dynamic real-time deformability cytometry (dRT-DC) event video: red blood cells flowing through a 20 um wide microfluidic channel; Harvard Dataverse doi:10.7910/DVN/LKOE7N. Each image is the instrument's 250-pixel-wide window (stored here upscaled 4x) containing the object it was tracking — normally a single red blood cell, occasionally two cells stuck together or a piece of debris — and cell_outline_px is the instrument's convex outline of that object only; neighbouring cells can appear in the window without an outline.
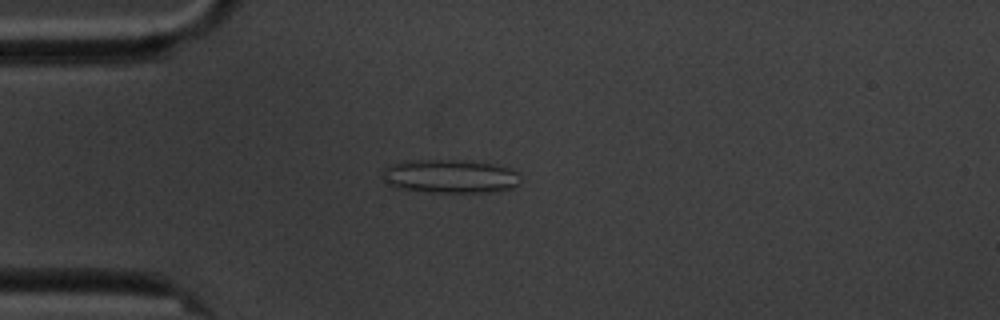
{"species": "common noctule bat (a hibernating species)", "species_latin": "Nyctalus noctula", "temperature_condition": "cold", "stored_images_in_passage": 6, "camera_frame_rate_fps": 3000, "um_per_image_px": 0.085, "animal": {"sex": "male", "body_mass_g": 20.1, "forearm_length_mm": 53.5}, "frame": {"image": 1, "passage_image": 2, "time_ms": 1.333, "image_size_px": [1000, 320], "cell_outline_px": [[520, 180], [512, 188], [488, 192], [432, 192], [396, 188], [388, 184], [384, 180], [384, 168], [388, 164], [404, 160], [460, 160], [492, 164], [512, 168], [516, 172]], "centroid_in_image_um": [38.21, 14.97], "position_along_channel_um": 46.8, "area_um2": 26.99}}
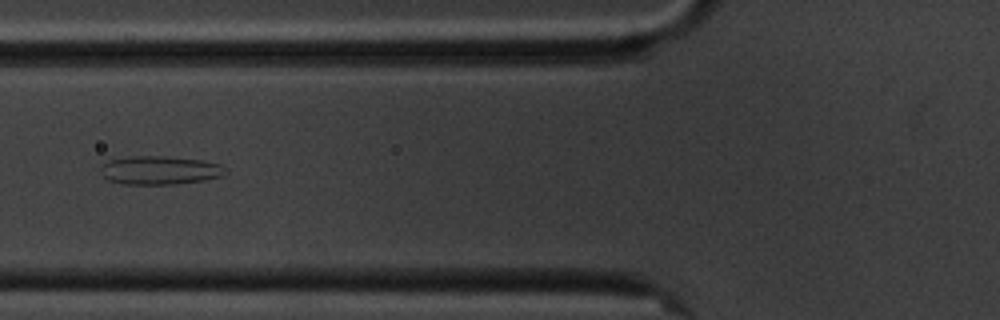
{"frame": {"image": 2, "passage_image": 4, "time_ms": 3.667, "image_size_px": [1000, 320], "cell_outline_px": [[228, 172], [220, 176], [204, 180], [176, 184], [120, 184], [108, 180], [100, 172], [100, 168], [108, 160], [132, 156], [160, 156], [200, 160], [220, 164]], "centroid_in_image_um": [13.55, 14.48], "position_along_channel_um": 112.3, "area_um2": 20.63}}
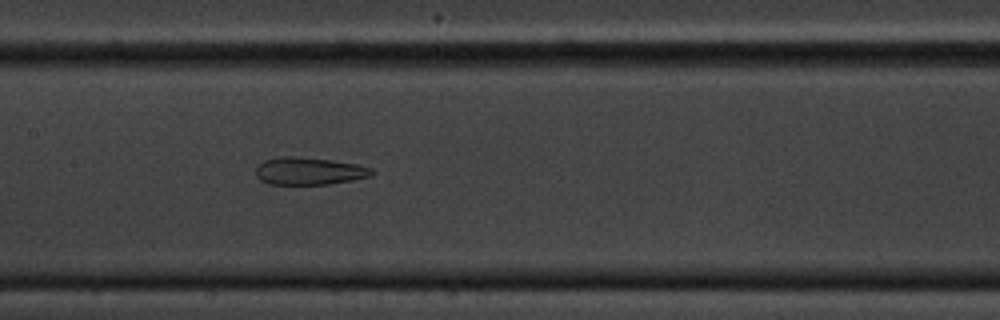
{"frame": {"image": 3, "passage_image": 6, "time_ms": 5.667, "image_size_px": [1000, 320], "cell_outline_px": [[376, 172], [372, 176], [352, 180], [328, 184], [268, 184], [260, 180], [256, 176], [256, 164], [264, 160], [280, 156], [296, 156], [332, 160], [356, 164], [372, 168]], "centroid_in_image_um": [26.26, 14.53], "position_along_channel_um": 181.1, "area_um2": 18.79}}